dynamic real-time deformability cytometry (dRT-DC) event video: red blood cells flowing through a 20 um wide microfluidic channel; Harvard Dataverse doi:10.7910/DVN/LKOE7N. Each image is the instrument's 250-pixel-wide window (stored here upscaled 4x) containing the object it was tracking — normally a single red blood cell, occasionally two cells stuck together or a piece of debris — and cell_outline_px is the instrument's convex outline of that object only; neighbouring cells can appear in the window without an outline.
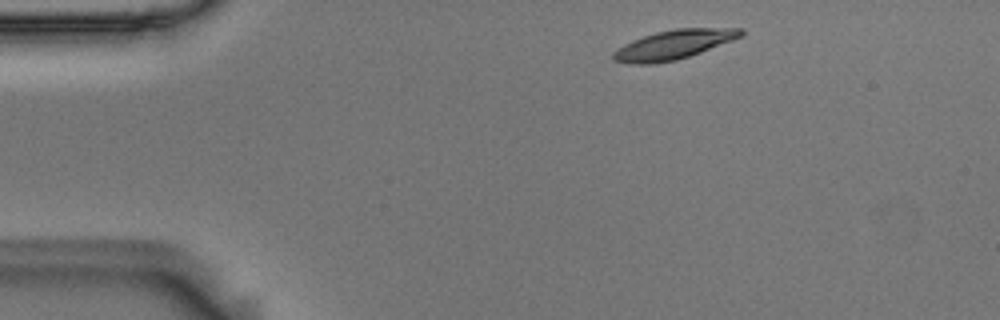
{"species": "Egyptian fruit bat (a non-hibernating species)", "species_latin": "Rousettus aegyptiacus", "temperature_condition": "room temperature", "stored_images_in_passage": 2, "camera_frame_rate_fps": 3000, "um_per_image_px": 0.085, "animal": {"sex": "male"}, "frame": {"image": 1, "passage_image": 1, "time_ms": 0.0, "image_size_px": [1000, 320], "cell_outline_px": [[744, 32], [740, 36], [732, 40], [700, 52], [676, 60], [652, 64], [628, 64], [612, 60], [612, 52], [616, 48], [632, 40], [656, 32], [676, 28], [744, 28]], "centroid_in_image_um": [57.19, 3.8], "position_along_channel_um": 27.8, "area_um2": 21.68}}